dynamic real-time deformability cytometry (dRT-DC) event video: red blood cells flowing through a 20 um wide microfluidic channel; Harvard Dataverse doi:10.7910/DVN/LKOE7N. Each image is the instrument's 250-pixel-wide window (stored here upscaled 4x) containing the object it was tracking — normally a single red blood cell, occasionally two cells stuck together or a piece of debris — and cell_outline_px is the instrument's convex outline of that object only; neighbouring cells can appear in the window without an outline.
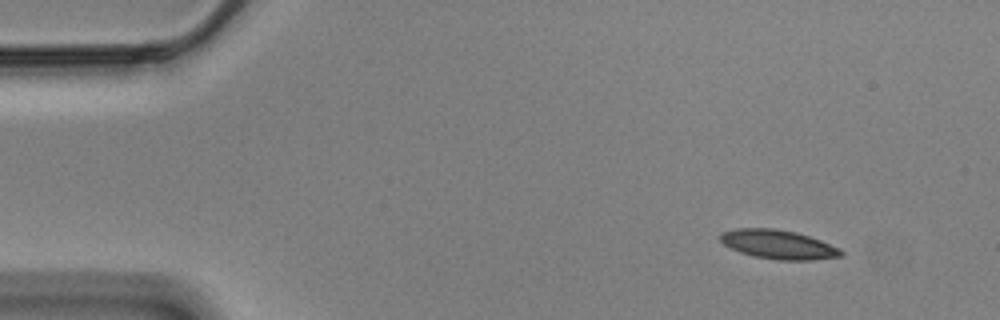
{"species": "Egyptian fruit bat (a non-hibernating species)", "species_latin": "Rousettus aegyptiacus", "temperature_condition": "cold", "stored_images_in_passage": 52, "camera_frame_rate_fps": 3000, "um_per_image_px": 0.085, "animal": {"sex": "male"}, "frame": {"image": 1, "passage_image": 1, "time_ms": 0.0, "image_size_px": [1000, 320], "cell_outline_px": [[844, 256], [812, 260], [780, 260], [756, 256], [740, 252], [724, 244], [720, 240], [720, 232], [736, 228], [776, 228], [796, 232], [820, 240], [840, 248], [844, 252]], "centroid_in_image_um": [66.18, 20.77], "position_along_channel_um": 18.8, "area_um2": 20.4}}
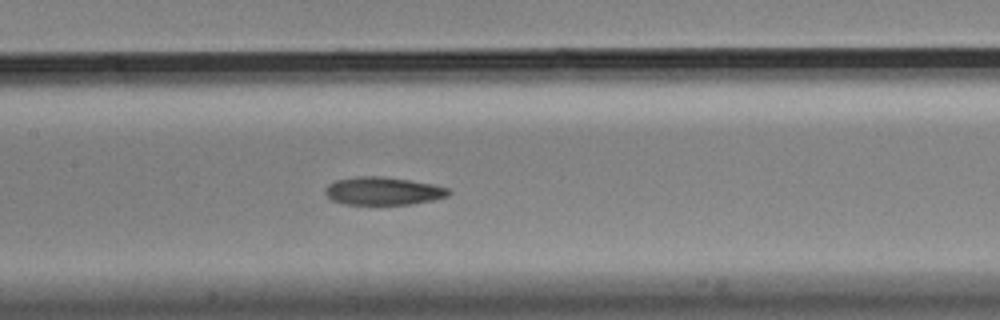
{"frame": {"image": 2, "passage_image": 22, "time_ms": 7.0, "image_size_px": [1000, 320], "cell_outline_px": [[452, 192], [448, 196], [432, 200], [412, 204], [344, 204], [332, 200], [324, 192], [324, 188], [328, 184], [336, 180], [356, 176], [380, 176], [408, 180], [432, 184], [448, 188]], "centroid_in_image_um": [32.55, 16.23], "position_along_channel_um": 174.9, "area_um2": 20.06}}
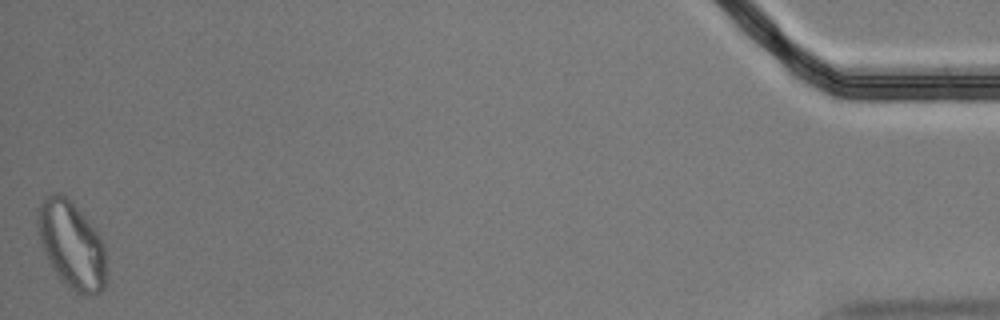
{"frame": {"image": 3, "passage_image": 52, "time_ms": 17.0, "image_size_px": [1000, 320], "cell_outline_px": [[108, 280], [104, 288], [96, 296], [92, 296], [76, 292], [56, 272], [48, 260], [44, 252], [40, 240], [36, 224], [36, 208], [44, 196], [52, 192], [60, 192], [84, 216], [96, 232], [104, 248]], "centroid_in_image_um": [6.07, 20.81], "position_along_channel_um": 429.1, "area_um2": 34.68}, "authors_computed_cell_mechanics": {"area_um2": 20.9236, "velocity_mm_per_s": 3.4816, "shape_relaxation_time_tau1_ms": null, "shape_relaxation_time_tau2_ms": 4.8652, "deformation_change_tau1": null, "deformation_change_tau2": 0.1031}}